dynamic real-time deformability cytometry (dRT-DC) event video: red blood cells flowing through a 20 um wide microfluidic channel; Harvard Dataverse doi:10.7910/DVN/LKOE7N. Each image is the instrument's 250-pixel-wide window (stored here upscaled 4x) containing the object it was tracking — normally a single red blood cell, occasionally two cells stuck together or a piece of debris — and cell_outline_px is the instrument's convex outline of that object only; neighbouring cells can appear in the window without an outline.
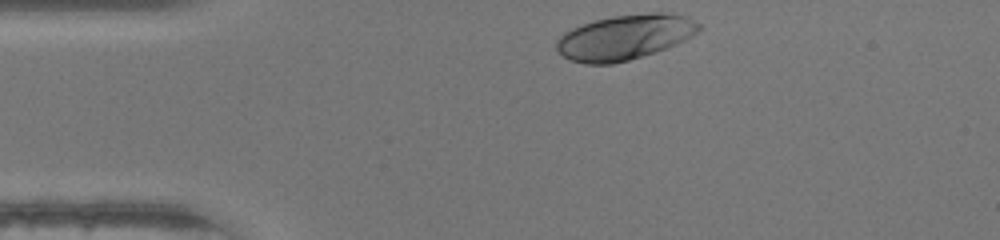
{"species": "human", "species_latin": "Homo sapiens", "temperature_condition": "warm", "stored_images_in_passage": 29, "camera_frame_rate_fps": 3000, "um_per_image_px": 0.085, "donor": {"sex": "female"}, "frame": {"image": 1, "passage_image": 1, "time_ms": 0.0, "image_size_px": [1000, 240], "cell_outline_px": [[704, 28], [684, 40], [668, 48], [628, 60], [612, 64], [584, 64], [572, 60], [564, 56], [556, 48], [556, 40], [564, 32], [580, 24], [612, 16], [652, 12], [660, 12], [684, 16], [700, 24]], "centroid_in_image_um": [53.1, 3.16], "position_along_channel_um": 31.9, "area_um2": 37.28}}
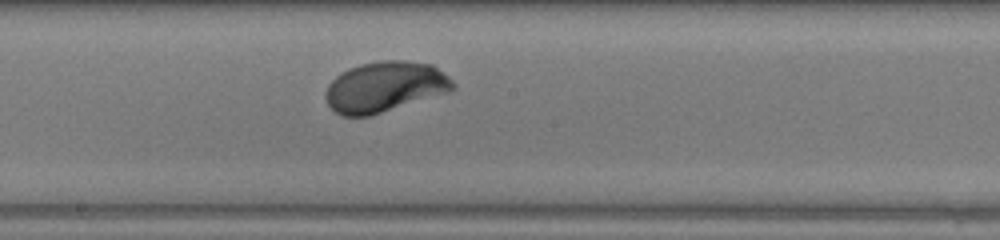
{"frame": {"image": 2, "passage_image": 17, "time_ms": 5.333, "image_size_px": [1000, 240], "cell_outline_px": [[456, 88], [448, 92], [368, 116], [340, 116], [328, 104], [324, 96], [324, 92], [328, 84], [336, 76], [348, 68], [360, 64], [384, 60], [400, 60], [432, 64], [448, 76], [456, 84]], "centroid_in_image_um": [32.69, 7.37], "position_along_channel_um": 215.5, "area_um2": 37.34}}
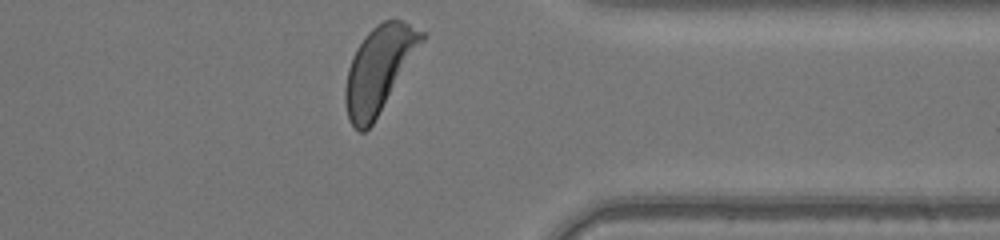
{"frame": {"image": 3, "passage_image": 29, "time_ms": 9.333, "image_size_px": [1000, 240], "cell_outline_px": [[424, 40], [372, 124], [364, 132], [360, 132], [348, 120], [344, 100], [344, 88], [348, 68], [352, 56], [356, 48], [364, 36], [376, 24], [384, 20], [404, 20], [424, 32]], "centroid_in_image_um": [32.17, 5.86], "position_along_channel_um": 379.2, "area_um2": 37.63}, "authors_computed_cell_mechanics": {"area_um2": 36.4718, "velocity_mm_per_s": 4.3277, "shape_relaxation_time_tau1_ms": 2.2286, "shape_relaxation_time_tau2_ms": null, "deformation_change_tau1": 0.1746, "deformation_change_tau2": null}}